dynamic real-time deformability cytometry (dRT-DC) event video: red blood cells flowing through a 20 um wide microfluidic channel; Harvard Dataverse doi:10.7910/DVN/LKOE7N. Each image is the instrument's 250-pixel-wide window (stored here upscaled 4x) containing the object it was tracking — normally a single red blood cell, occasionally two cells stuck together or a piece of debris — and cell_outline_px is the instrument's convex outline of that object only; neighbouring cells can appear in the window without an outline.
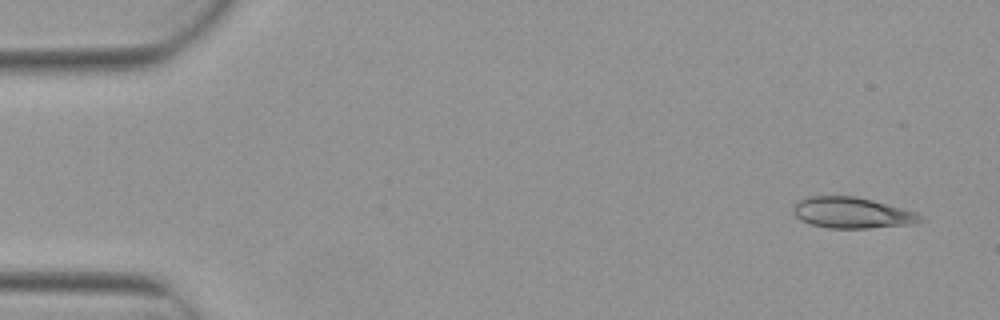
{"species": "Egyptian fruit bat (a non-hibernating species)", "species_latin": "Rousettus aegyptiacus", "temperature_condition": "warm", "stored_images_in_passage": 5, "camera_frame_rate_fps": 3000, "um_per_image_px": 0.085, "animal": {"sex": "female"}, "frame": {"image": 1, "passage_image": 1, "time_ms": 0.0, "image_size_px": [1000, 320], "cell_outline_px": [[924, 220], [916, 224], [868, 228], [828, 228], [808, 224], [800, 220], [792, 212], [792, 200], [804, 196], [856, 196], [872, 200], [916, 212]], "centroid_in_image_um": [72.32, 18.08], "position_along_channel_um": 12.7, "area_um2": 23.41}}
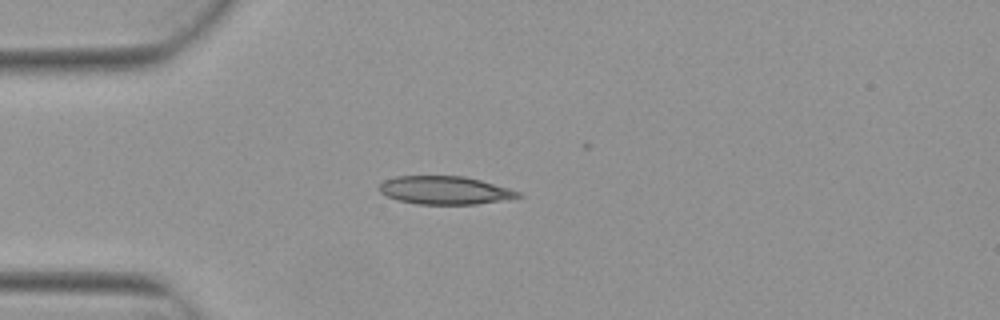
{"frame": {"image": 2, "passage_image": 4, "time_ms": 1.0, "image_size_px": [1000, 320], "cell_outline_px": [[524, 196], [508, 200], [476, 204], [416, 204], [396, 200], [380, 192], [380, 184], [384, 180], [396, 176], [464, 176], [480, 180], [508, 188], [520, 192]], "centroid_in_image_um": [37.84, 16.18], "position_along_channel_um": 47.2, "area_um2": 22.83}}